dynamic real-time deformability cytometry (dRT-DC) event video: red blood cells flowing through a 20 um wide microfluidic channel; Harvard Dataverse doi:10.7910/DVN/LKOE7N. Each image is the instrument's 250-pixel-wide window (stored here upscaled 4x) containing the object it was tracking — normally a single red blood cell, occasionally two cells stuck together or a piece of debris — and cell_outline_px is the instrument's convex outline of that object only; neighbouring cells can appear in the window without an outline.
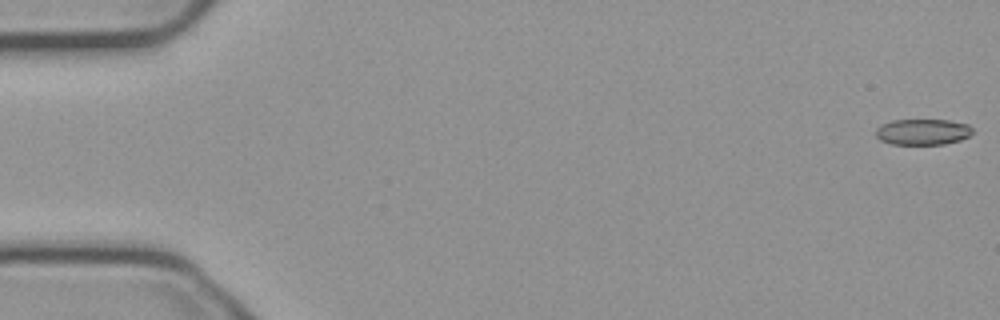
{"species": "common noctule bat (a hibernating species)", "species_latin": "Nyctalus noctula", "temperature_condition": "cold", "stored_images_in_passage": 55, "camera_frame_rate_fps": 3000, "um_per_image_px": 0.085, "animal": {"sex": "male", "body_mass_g": 23.1, "forearm_length_mm": 52.7}, "frame": {"image": 1, "passage_image": 1, "time_ms": 0.0, "image_size_px": [1000, 320], "cell_outline_px": [[972, 132], [968, 136], [960, 140], [944, 144], [892, 144], [880, 140], [876, 136], [876, 128], [880, 124], [892, 120], [948, 120], [968, 124], [972, 128]], "centroid_in_image_um": [78.4, 11.2], "position_along_channel_um": 6.6, "area_um2": 14.62}}
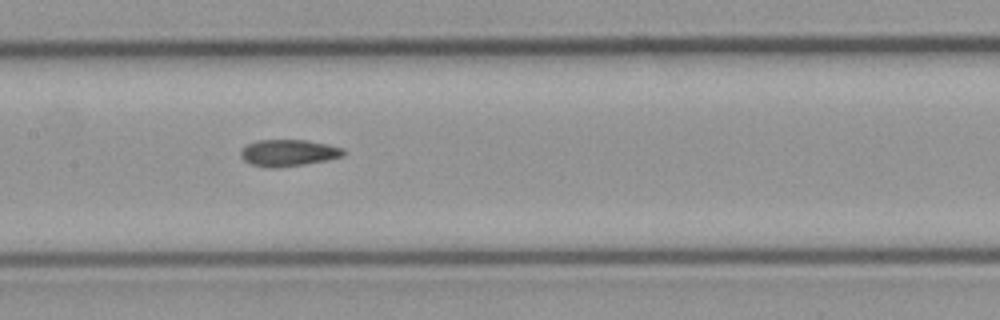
{"frame": {"image": 2, "passage_image": 27, "time_ms": 8.667, "image_size_px": [1000, 320], "cell_outline_px": [[344, 156], [304, 164], [276, 168], [272, 168], [252, 164], [244, 160], [240, 156], [240, 152], [248, 144], [256, 140], [304, 140], [328, 144], [344, 148]], "centroid_in_image_um": [24.51, 12.98], "position_along_channel_um": 182.9, "area_um2": 15.78}}
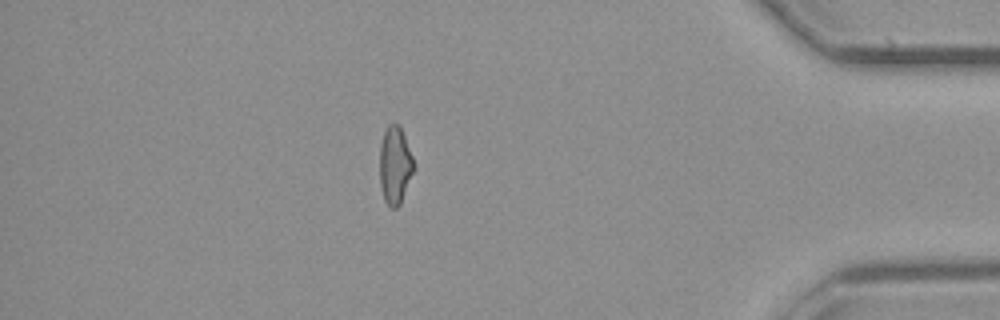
{"frame": {"image": 3, "passage_image": 48, "time_ms": 15.667, "image_size_px": [1000, 320], "cell_outline_px": [[412, 172], [400, 204], [396, 208], [392, 208], [384, 200], [380, 188], [380, 144], [384, 132], [388, 124], [400, 124], [412, 156]], "centroid_in_image_um": [33.54, 14.02], "position_along_channel_um": 401.7, "area_um2": 15.09}, "authors_computed_cell_mechanics": {"area_um2": 15.9528, "velocity_mm_per_s": 3.765, "shape_relaxation_time_tau1_ms": null, "shape_relaxation_time_tau2_ms": 6.5724, "deformation_change_tau1": null, "deformation_change_tau2": 0.1213}}